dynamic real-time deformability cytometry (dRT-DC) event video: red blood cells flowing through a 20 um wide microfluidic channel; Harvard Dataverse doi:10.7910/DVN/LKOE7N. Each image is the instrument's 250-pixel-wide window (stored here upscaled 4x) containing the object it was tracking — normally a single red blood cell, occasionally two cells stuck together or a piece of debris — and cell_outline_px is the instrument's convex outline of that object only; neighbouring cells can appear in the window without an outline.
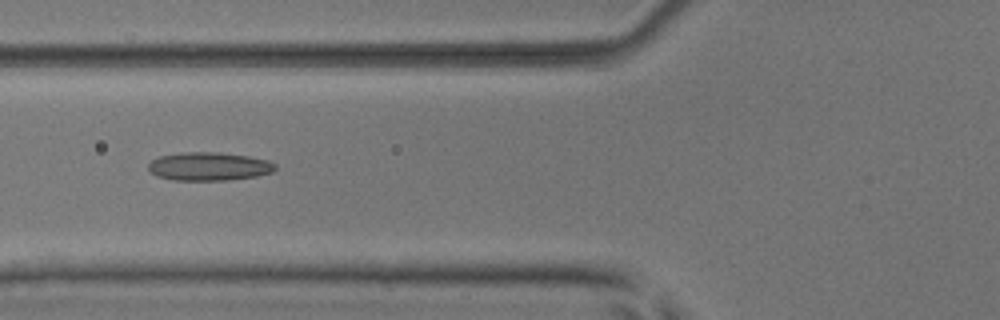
{"species": "common noctule bat (a hibernating species)", "species_latin": "Nyctalus noctula", "temperature_condition": "room temperature", "stored_images_in_passage": 6, "camera_frame_rate_fps": 3000, "um_per_image_px": 0.085, "animal": {"sex": "male", "body_mass_g": 17.9, "forearm_length_mm": 54.2}, "frame": {"image": 1, "passage_image": 6, "time_ms": 6.667, "image_size_px": [1000, 320], "cell_outline_px": [[276, 168], [272, 172], [256, 176], [228, 180], [172, 180], [156, 176], [148, 168], [148, 164], [152, 160], [160, 156], [180, 152], [220, 152], [248, 156], [268, 160], [276, 164]], "centroid_in_image_um": [17.76, 14.14], "position_along_channel_um": 108.0, "area_um2": 21.04}}